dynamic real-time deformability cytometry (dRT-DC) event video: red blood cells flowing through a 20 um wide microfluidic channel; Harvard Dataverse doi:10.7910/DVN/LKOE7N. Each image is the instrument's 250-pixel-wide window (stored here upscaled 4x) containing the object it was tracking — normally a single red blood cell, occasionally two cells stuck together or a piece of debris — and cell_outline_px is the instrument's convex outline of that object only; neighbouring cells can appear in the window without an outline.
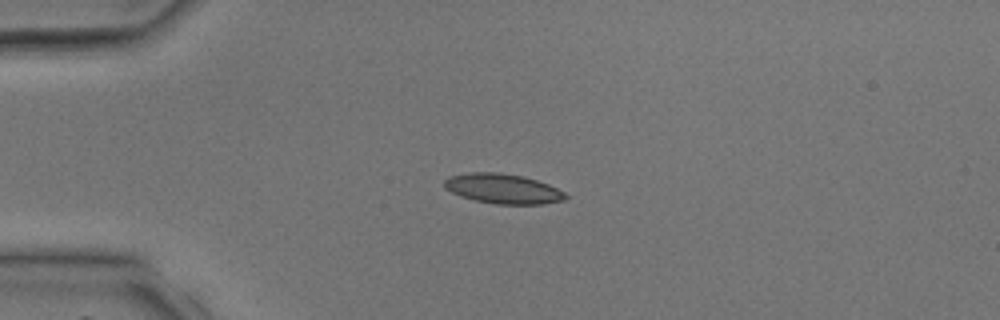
{"species": "common noctule bat (a hibernating species)", "species_latin": "Nyctalus noctula", "temperature_condition": "room temperature", "stored_images_in_passage": 2, "camera_frame_rate_fps": 3000, "um_per_image_px": 0.085, "animal": {"sex": "male", "body_mass_g": 17.9, "forearm_length_mm": 54.2}, "frame": {"image": 1, "passage_image": 2, "time_ms": 2.0, "image_size_px": [1000, 320], "cell_outline_px": [[568, 196], [564, 200], [544, 204], [496, 204], [476, 200], [460, 196], [444, 188], [444, 180], [448, 176], [468, 172], [500, 172], [524, 176], [548, 184], [564, 192]], "centroid_in_image_um": [42.73, 16.03], "position_along_channel_um": 42.3, "area_um2": 21.15}}